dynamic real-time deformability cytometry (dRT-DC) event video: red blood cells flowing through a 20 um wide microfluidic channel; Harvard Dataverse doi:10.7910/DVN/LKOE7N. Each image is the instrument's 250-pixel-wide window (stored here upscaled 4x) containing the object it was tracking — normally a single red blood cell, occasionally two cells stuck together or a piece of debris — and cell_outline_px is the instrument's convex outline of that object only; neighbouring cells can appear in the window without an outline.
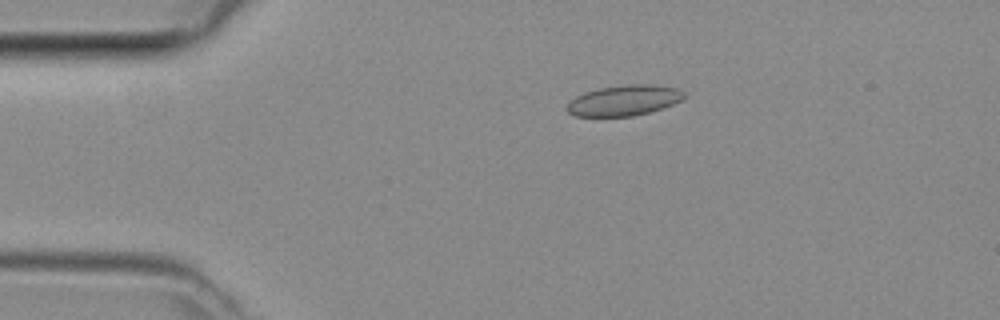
{"species": "common noctule bat (a hibernating species)", "species_latin": "Nyctalus noctula", "temperature_condition": "room temperature", "stored_images_in_passage": 4, "camera_frame_rate_fps": 3000, "um_per_image_px": 0.085, "animal": {"sex": "female", "body_mass_g": 29.2, "forearm_length_mm": 56.3}, "frame": {"image": 1, "passage_image": 3, "time_ms": 0.667, "image_size_px": [1000, 320], "cell_outline_px": [[688, 96], [672, 104], [648, 112], [632, 116], [576, 116], [568, 112], [564, 108], [576, 96], [584, 92], [600, 88], [628, 84], [652, 84], [676, 88], [684, 92]], "centroid_in_image_um": [53.03, 8.53], "position_along_channel_um": 32.0, "area_um2": 20.69}}